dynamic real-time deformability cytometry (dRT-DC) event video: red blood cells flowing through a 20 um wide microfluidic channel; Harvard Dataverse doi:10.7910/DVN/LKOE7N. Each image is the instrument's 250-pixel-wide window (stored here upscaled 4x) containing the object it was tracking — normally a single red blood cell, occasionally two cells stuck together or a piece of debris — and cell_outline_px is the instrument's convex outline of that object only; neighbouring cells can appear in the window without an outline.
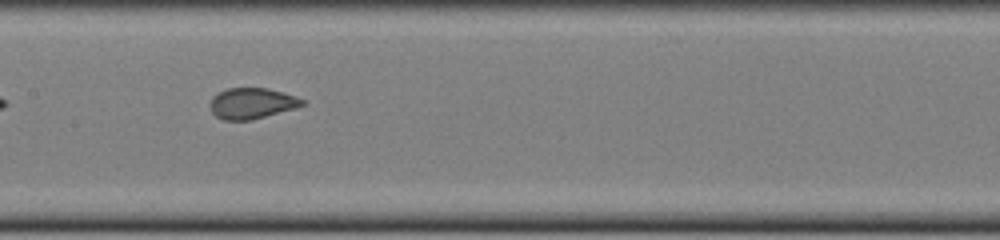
{"species": "common noctule bat (a hibernating species)", "species_latin": "Nyctalus noctula", "temperature_condition": "cold", "stored_images_in_passage": 36, "camera_frame_rate_fps": 3000, "um_per_image_px": 0.085, "animal": {"sex": "female", "body_mass_g": 22.0, "forearm_length_mm": 56.7}, "frame": {"image": 1, "passage_image": 11, "time_ms": 3.333, "image_size_px": [1000, 240], "cell_outline_px": [[308, 104], [296, 108], [252, 120], [224, 120], [216, 116], [212, 112], [208, 104], [212, 96], [228, 88], [268, 88], [284, 92], [296, 96], [304, 100]], "centroid_in_image_um": [21.43, 8.78], "position_along_channel_um": 186.0, "area_um2": 16.82}}
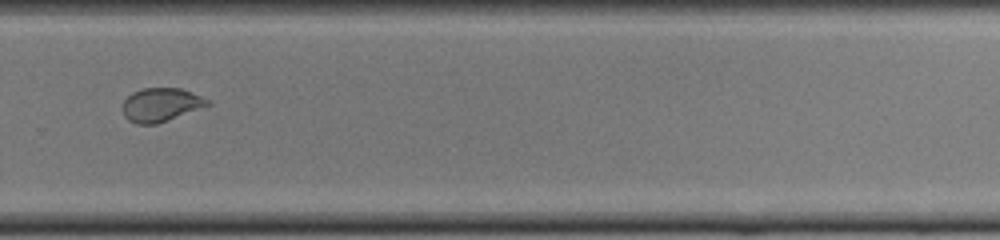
{"frame": {"image": 2, "passage_image": 21, "time_ms": 6.667, "image_size_px": [1000, 240], "cell_outline_px": [[212, 104], [156, 124], [136, 124], [128, 120], [124, 116], [124, 100], [132, 92], [144, 88], [180, 88], [212, 100]], "centroid_in_image_um": [13.7, 8.9], "position_along_channel_um": 316.1, "area_um2": 16.53}, "authors_computed_cell_mechanics": {"area_um2": 17.0799, "velocity_mm_per_s": 3.9072, "shape_relaxation_time_tau1_ms": null, "shape_relaxation_time_tau2_ms": 0.5426, "deformation_change_tau1": null, "deformation_change_tau2": 0.053}}